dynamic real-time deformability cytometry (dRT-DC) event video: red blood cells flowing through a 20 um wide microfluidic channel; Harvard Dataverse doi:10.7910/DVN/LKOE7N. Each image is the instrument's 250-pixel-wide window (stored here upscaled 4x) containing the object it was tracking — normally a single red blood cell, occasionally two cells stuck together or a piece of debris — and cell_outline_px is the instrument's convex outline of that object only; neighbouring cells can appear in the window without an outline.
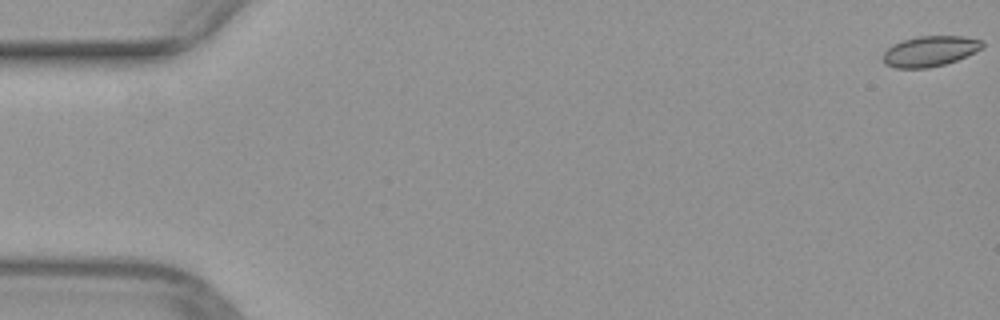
{"species": "common noctule bat (a hibernating species)", "species_latin": "Nyctalus noctula", "temperature_condition": "warm", "stored_images_in_passage": 51, "camera_frame_rate_fps": 3000, "um_per_image_px": 0.085, "animal": {"sex": "female", "body_mass_g": 29.2, "forearm_length_mm": 56.3}, "frame": {"image": 1, "passage_image": 1, "time_ms": 0.0, "image_size_px": [1000, 320], "cell_outline_px": [[984, 44], [980, 48], [956, 60], [944, 64], [928, 68], [896, 68], [884, 64], [880, 56], [892, 44], [904, 40], [920, 36], [964, 36], [984, 40]], "centroid_in_image_um": [78.99, 4.35], "position_along_channel_um": 6.0, "area_um2": 17.57}}
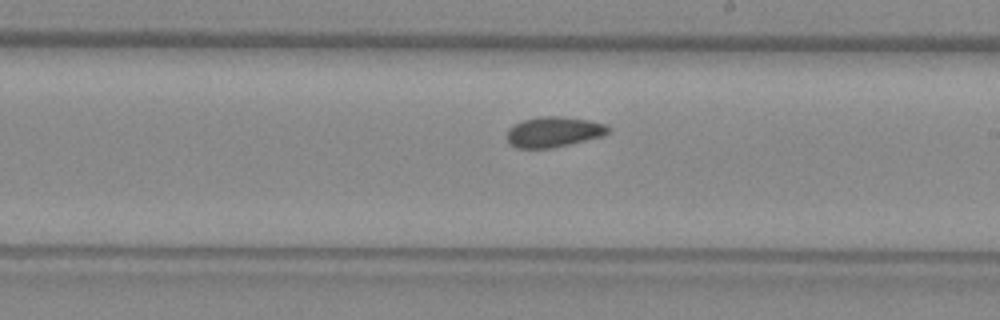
{"frame": {"image": 2, "passage_image": 30, "time_ms": 9.667, "image_size_px": [1000, 320], "cell_outline_px": [[612, 128], [604, 136], [552, 148], [516, 148], [508, 144], [504, 136], [508, 128], [524, 120], [544, 116], [560, 116], [592, 120], [608, 124]], "centroid_in_image_um": [47.07, 11.21], "position_along_channel_um": 241.9, "area_um2": 18.32}}
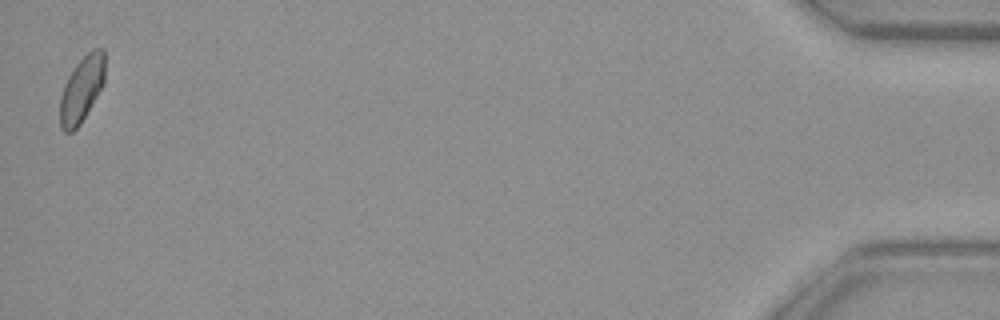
{"frame": {"image": 3, "passage_image": 51, "time_ms": 16.667, "image_size_px": [1000, 320], "cell_outline_px": [[104, 84], [80, 124], [72, 132], [64, 132], [60, 128], [60, 96], [64, 84], [68, 76], [76, 64], [92, 48], [104, 48]], "centroid_in_image_um": [6.94, 7.58], "position_along_channel_um": 428.3, "area_um2": 17.22}}